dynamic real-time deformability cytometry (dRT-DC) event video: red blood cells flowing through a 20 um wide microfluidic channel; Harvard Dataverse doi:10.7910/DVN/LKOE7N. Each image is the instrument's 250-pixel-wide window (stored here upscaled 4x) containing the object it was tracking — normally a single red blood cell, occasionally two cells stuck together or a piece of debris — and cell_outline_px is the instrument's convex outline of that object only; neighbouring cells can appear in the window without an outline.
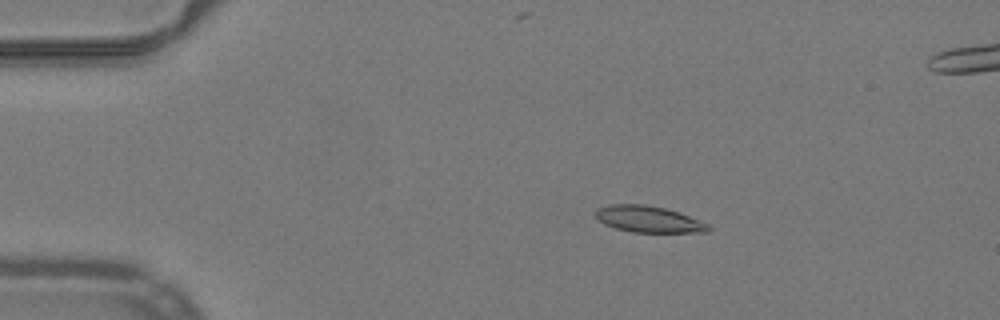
{"species": "common noctule bat (a hibernating species)", "species_latin": "Nyctalus noctula", "temperature_condition": "warm", "stored_images_in_passage": 52, "segment_of_instrument_passage": [1, 2], "camera_frame_rate_fps": 3000, "um_per_image_px": 0.085, "animal": {"sex": "male", "body_mass_g": 19.2, "forearm_length_mm": 51.8}, "frame": {"image": 1, "passage_image": 9, "time_ms": 2.667, "image_size_px": [1000, 320], "cell_outline_px": [[712, 228], [708, 232], [632, 232], [616, 228], [604, 224], [596, 216], [596, 212], [600, 208], [612, 204], [644, 204], [664, 208], [680, 212], [708, 224]], "centroid_in_image_um": [55.17, 18.63], "position_along_channel_um": 29.8, "area_um2": 17.17}}
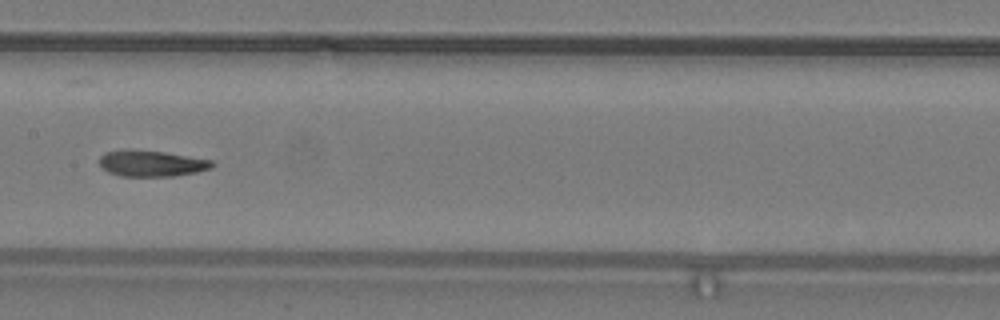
{"frame": {"image": 2, "passage_image": 26, "time_ms": 8.333, "image_size_px": [1000, 320], "cell_outline_px": [[216, 164], [212, 168], [196, 172], [172, 176], [120, 176], [108, 172], [100, 164], [100, 156], [104, 152], [124, 148], [128, 148], [164, 152], [212, 160]], "centroid_in_image_um": [12.86, 13.87], "position_along_channel_um": 194.5, "area_um2": 17.34}}
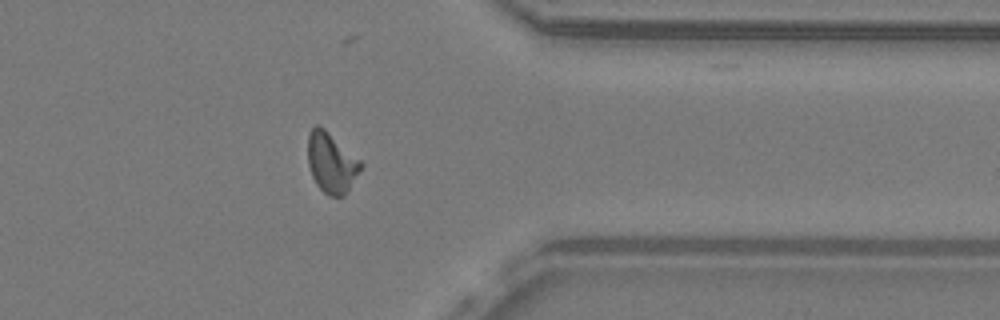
{"frame": {"image": 3, "passage_image": 41, "time_ms": 13.333, "image_size_px": [1000, 320], "cell_outline_px": [[364, 164], [344, 196], [328, 196], [316, 184], [312, 176], [308, 164], [308, 132], [316, 124], [320, 124], [360, 160]], "centroid_in_image_um": [28.15, 13.81], "position_along_channel_um": 383.2, "area_um2": 18.55}}